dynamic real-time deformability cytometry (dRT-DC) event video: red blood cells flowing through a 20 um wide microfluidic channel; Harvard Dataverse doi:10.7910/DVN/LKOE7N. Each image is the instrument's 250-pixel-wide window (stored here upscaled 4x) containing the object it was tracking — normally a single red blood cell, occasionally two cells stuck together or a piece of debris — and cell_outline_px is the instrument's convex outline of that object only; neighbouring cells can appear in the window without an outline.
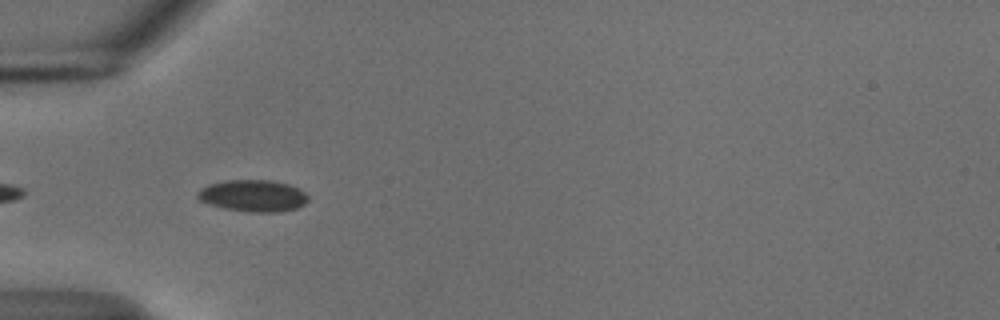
{"species": "common noctule bat (a hibernating species)", "species_latin": "Nyctalus noctula", "temperature_condition": "cold", "stored_images_in_passage": 40, "camera_frame_rate_fps": 3000, "um_per_image_px": 0.085, "animal": {"sex": "male", "body_mass_g": 18.8}, "frame": {"image": 1, "passage_image": 3, "time_ms": 0.667, "image_size_px": [1000, 320], "cell_outline_px": [[308, 200], [304, 204], [296, 208], [280, 212], [248, 212], [224, 208], [208, 204], [200, 200], [196, 196], [196, 192], [200, 188], [208, 184], [224, 180], [268, 180], [288, 184], [304, 192], [308, 196]], "centroid_in_image_um": [21.46, 16.64], "position_along_channel_um": 63.5, "area_um2": 20.52}}
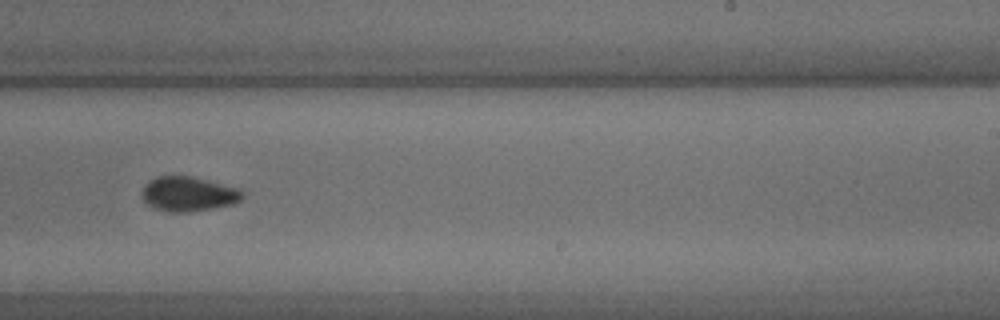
{"frame": {"image": 2, "passage_image": 20, "time_ms": 6.333, "image_size_px": [1000, 320], "cell_outline_px": [[244, 196], [240, 200], [232, 204], [212, 208], [188, 212], [172, 212], [156, 208], [148, 204], [144, 200], [140, 192], [144, 184], [148, 180], [156, 176], [192, 176], [240, 188], [244, 192]], "centroid_in_image_um": [16.0, 16.47], "position_along_channel_um": 273.0, "area_um2": 20.4}}
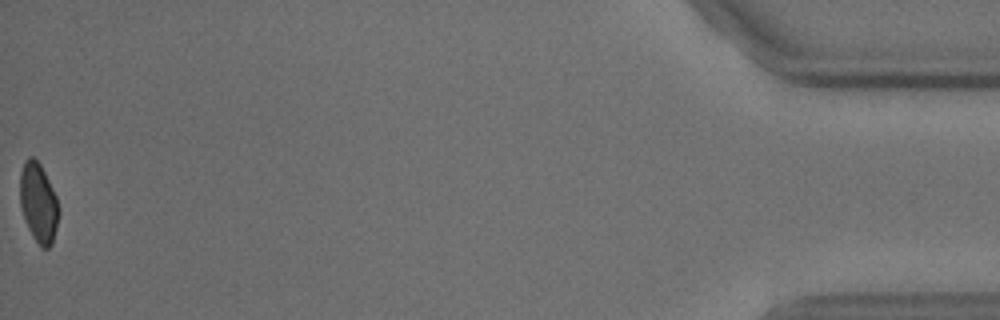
{"frame": {"image": 3, "passage_image": 40, "time_ms": 13.0, "image_size_px": [1000, 320], "cell_outline_px": [[60, 212], [52, 244], [48, 248], [40, 248], [32, 236], [28, 228], [20, 208], [20, 172], [24, 160], [28, 156], [32, 156], [40, 164], [56, 196], [60, 208]], "centroid_in_image_um": [3.26, 17.25], "position_along_channel_um": 431.9, "area_um2": 18.15}, "authors_computed_cell_mechanics": {"area_um2": 20.0855, "velocity_mm_per_s": 3.7433, "shape_relaxation_time_tau1_ms": null, "shape_relaxation_time_tau2_ms": 3.0183, "deformation_change_tau1": null, "deformation_change_tau2": 0.0529}}